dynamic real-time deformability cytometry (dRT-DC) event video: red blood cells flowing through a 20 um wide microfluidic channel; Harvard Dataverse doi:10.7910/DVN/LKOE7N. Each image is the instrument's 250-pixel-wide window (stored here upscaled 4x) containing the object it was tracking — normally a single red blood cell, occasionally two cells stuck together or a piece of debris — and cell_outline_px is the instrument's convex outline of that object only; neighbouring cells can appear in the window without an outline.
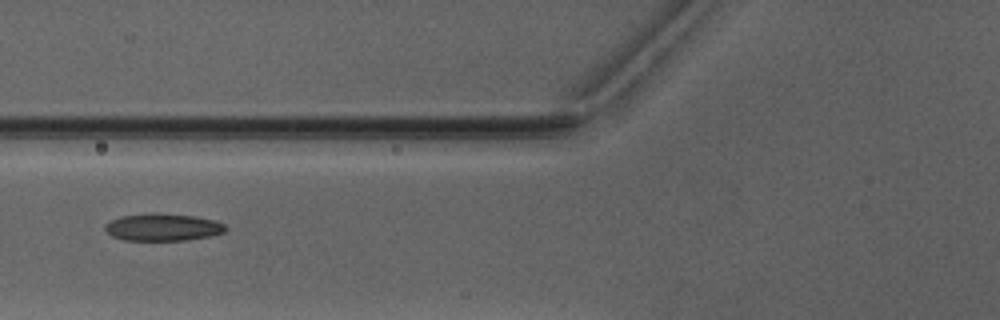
{"species": "Egyptian fruit bat (a non-hibernating species)", "species_latin": "Rousettus aegyptiacus", "temperature_condition": "warm", "stored_images_in_passage": 6, "camera_frame_rate_fps": 3000, "um_per_image_px": 0.085, "animal": {"sex": "male"}, "frame": {"image": 1, "passage_image": 5, "time_ms": 5.0, "image_size_px": [1000, 320], "cell_outline_px": [[228, 228], [224, 232], [212, 236], [188, 240], [124, 240], [112, 236], [104, 228], [104, 224], [120, 216], [196, 216], [216, 220], [224, 224]], "centroid_in_image_um": [13.9, 19.36], "position_along_channel_um": 111.9, "area_um2": 18.32}}
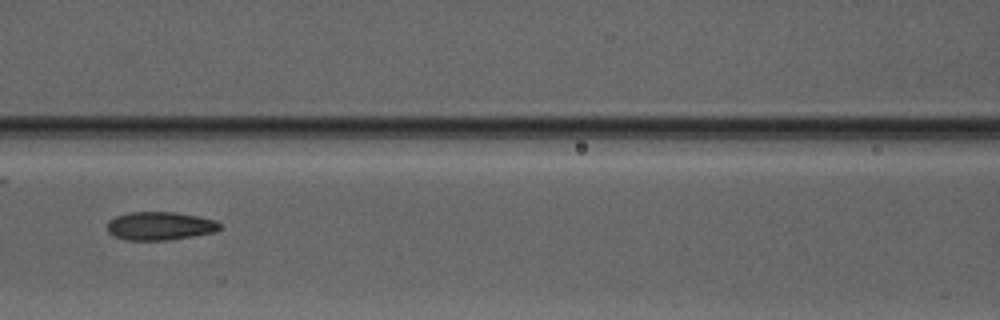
{"frame": {"image": 2, "passage_image": 6, "time_ms": 6.0, "image_size_px": [1000, 320], "cell_outline_px": [[220, 228], [216, 232], [168, 240], [124, 240], [112, 236], [108, 232], [108, 220], [116, 216], [128, 212], [176, 212], [216, 220], [220, 224]], "centroid_in_image_um": [13.56, 19.21], "position_along_channel_um": 153.0, "area_um2": 18.67}}